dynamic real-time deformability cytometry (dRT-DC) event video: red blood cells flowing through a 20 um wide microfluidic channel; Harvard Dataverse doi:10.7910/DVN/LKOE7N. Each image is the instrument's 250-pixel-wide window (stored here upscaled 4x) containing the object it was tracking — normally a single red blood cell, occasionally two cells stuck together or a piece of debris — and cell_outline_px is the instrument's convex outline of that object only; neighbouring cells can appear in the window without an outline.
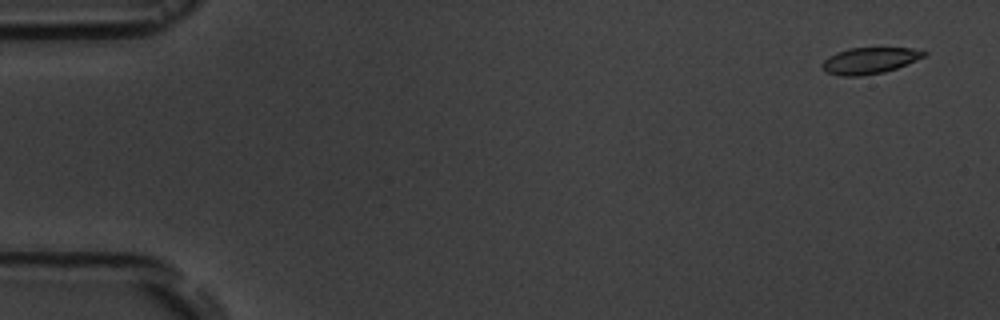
{"species": "common noctule bat (a hibernating species)", "species_latin": "Nyctalus noctula", "temperature_condition": "room temperature", "stored_images_in_passage": 6, "camera_frame_rate_fps": 3000, "um_per_image_px": 0.085, "animal": {"sex": "male", "body_mass_g": 19.5, "forearm_length_mm": 54.6}, "frame": {"image": 1, "passage_image": 1, "time_ms": 0.0, "image_size_px": [1000, 320], "cell_outline_px": [[928, 52], [924, 56], [916, 60], [896, 68], [884, 72], [860, 76], [840, 76], [828, 72], [820, 64], [828, 56], [836, 52], [848, 48], [912, 48]], "centroid_in_image_um": [73.89, 5.14], "position_along_channel_um": 11.1, "area_um2": 15.49}}
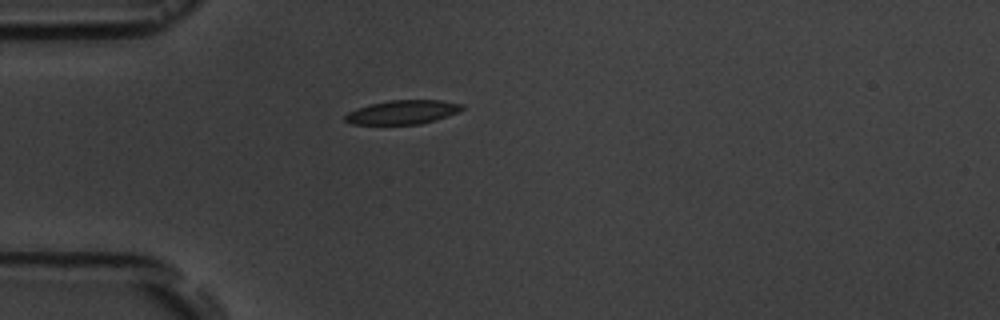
{"frame": {"image": 2, "passage_image": 4, "time_ms": 4.333, "image_size_px": [1000, 320], "cell_outline_px": [[464, 108], [456, 112], [420, 124], [352, 124], [344, 120], [344, 116], [348, 112], [356, 108], [368, 104], [388, 100], [440, 100], [464, 104]], "centroid_in_image_um": [34.16, 9.52], "position_along_channel_um": 50.8, "area_um2": 16.18}}
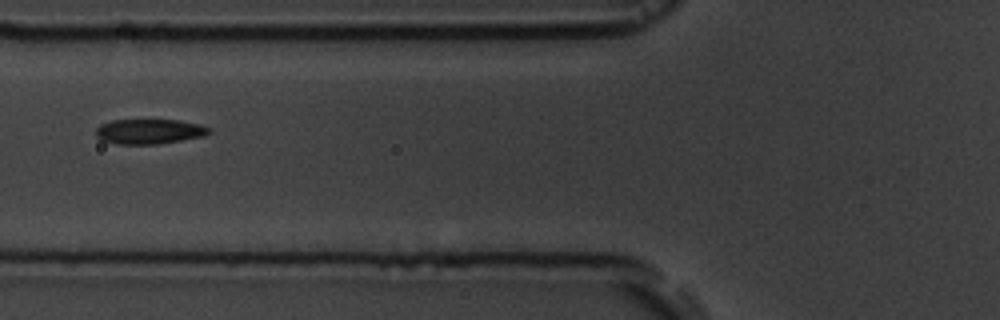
{"frame": {"image": 3, "passage_image": 6, "time_ms": 6.333, "image_size_px": [1000, 320], "cell_outline_px": [[212, 132], [204, 136], [160, 144], [116, 144], [100, 140], [96, 136], [96, 128], [100, 124], [112, 120], [180, 120], [200, 124], [212, 128]], "centroid_in_image_um": [12.71, 11.18], "position_along_channel_um": 113.1, "area_um2": 16.7}}